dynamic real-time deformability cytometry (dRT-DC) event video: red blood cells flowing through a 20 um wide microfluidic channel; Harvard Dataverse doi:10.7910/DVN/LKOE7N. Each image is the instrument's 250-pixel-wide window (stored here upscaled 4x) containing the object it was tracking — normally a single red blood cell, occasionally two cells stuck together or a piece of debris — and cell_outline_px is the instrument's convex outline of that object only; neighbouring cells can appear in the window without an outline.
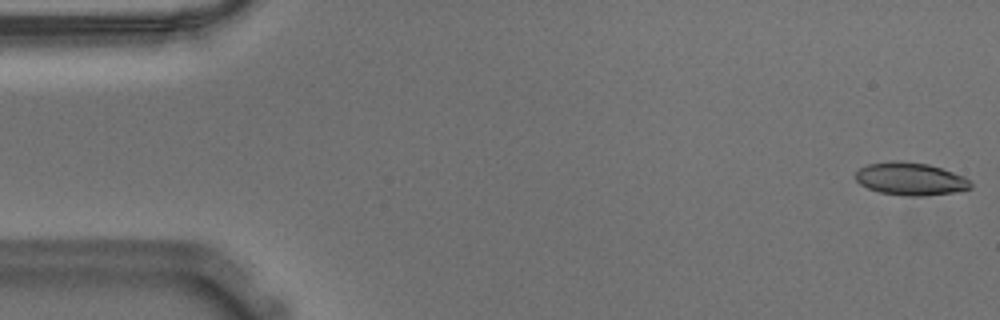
{"species": "Egyptian fruit bat (a non-hibernating species)", "species_latin": "Rousettus aegyptiacus", "temperature_condition": "warm", "stored_images_in_passage": 55, "camera_frame_rate_fps": 3000, "um_per_image_px": 0.085, "animal": {"sex": "male"}, "frame": {"image": 1, "passage_image": 1, "time_ms": 0.0, "image_size_px": [1000, 320], "cell_outline_px": [[972, 188], [956, 192], [924, 196], [908, 196], [880, 192], [868, 188], [860, 184], [856, 180], [856, 172], [860, 168], [868, 164], [888, 160], [900, 160], [928, 164], [964, 176], [972, 184]], "centroid_in_image_um": [77.38, 15.2], "position_along_channel_um": 7.6, "area_um2": 22.02}}
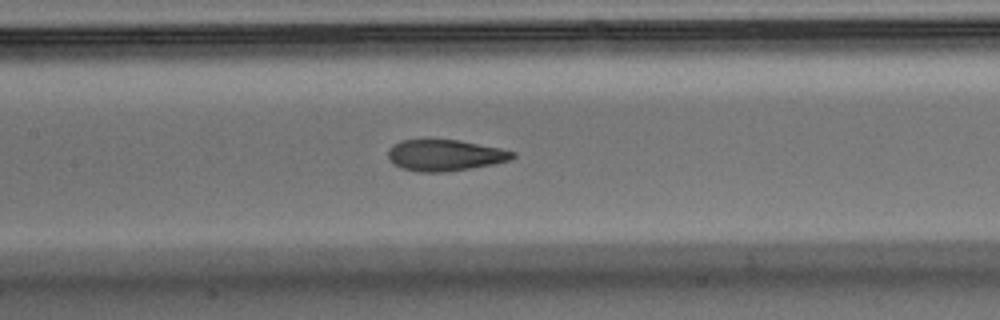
{"frame": {"image": 2, "passage_image": 25, "time_ms": 8.0, "image_size_px": [1000, 320], "cell_outline_px": [[516, 156], [512, 160], [472, 168], [448, 172], [416, 172], [400, 168], [388, 156], [388, 148], [392, 144], [400, 140], [460, 140], [500, 148], [516, 152]], "centroid_in_image_um": [37.84, 13.2], "position_along_channel_um": 169.6, "area_um2": 22.83}}
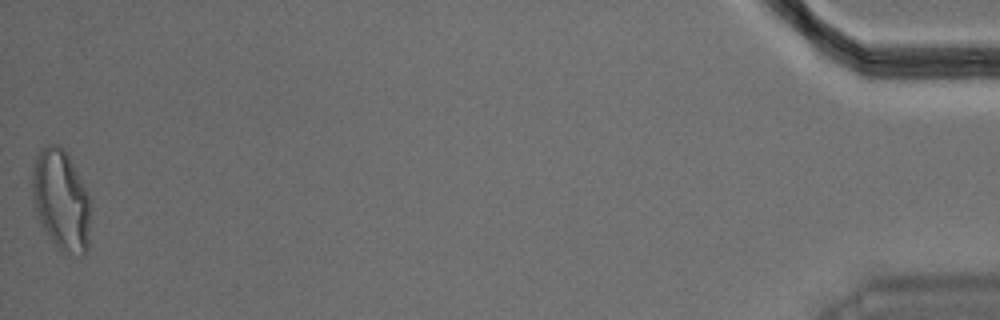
{"frame": {"image": 3, "passage_image": 55, "time_ms": 18.0, "image_size_px": [1000, 320], "cell_outline_px": [[92, 200], [88, 248], [84, 256], [80, 256], [64, 252], [52, 240], [36, 216], [32, 204], [32, 168], [36, 152], [48, 144], [56, 144], [64, 148], [68, 152]], "centroid_in_image_um": [5.21, 16.97], "position_along_channel_um": 430.0, "area_um2": 35.2}, "authors_computed_cell_mechanics": {"area_um2": 23.1778, "velocity_mm_per_s": 3.6061, "shape_relaxation_time_tau1_ms": 10.4653, "shape_relaxation_time_tau2_ms": 1.3122, "deformation_change_tau1": 0.2777, "deformation_change_tau2": 0.0905}}